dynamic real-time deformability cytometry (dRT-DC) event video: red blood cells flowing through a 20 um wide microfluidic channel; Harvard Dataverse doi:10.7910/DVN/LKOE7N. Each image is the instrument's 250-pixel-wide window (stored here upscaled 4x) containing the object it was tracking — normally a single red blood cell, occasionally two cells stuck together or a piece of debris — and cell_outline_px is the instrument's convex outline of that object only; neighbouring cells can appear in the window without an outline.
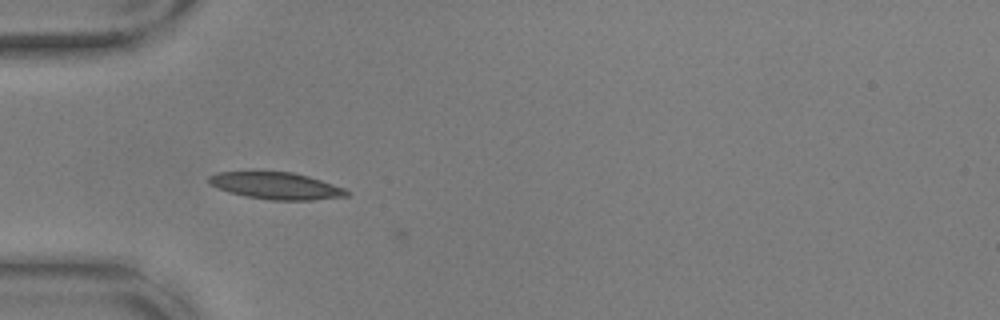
{"species": "common noctule bat (a hibernating species)", "species_latin": "Nyctalus noctula", "temperature_condition": "warm", "stored_images_in_passage": 3, "camera_frame_rate_fps": 3000, "um_per_image_px": 0.085, "animal": {"sex": "male", "body_mass_g": 17.9, "forearm_length_mm": 54.2}, "frame": {"image": 1, "passage_image": 1, "time_ms": 0.0, "image_size_px": [1000, 320], "cell_outline_px": [[348, 196], [312, 200], [272, 200], [244, 196], [228, 192], [216, 188], [208, 184], [208, 176], [216, 172], [292, 172], [308, 176], [344, 188], [348, 192]], "centroid_in_image_um": [23.41, 15.79], "position_along_channel_um": 61.6, "area_um2": 21.56}}